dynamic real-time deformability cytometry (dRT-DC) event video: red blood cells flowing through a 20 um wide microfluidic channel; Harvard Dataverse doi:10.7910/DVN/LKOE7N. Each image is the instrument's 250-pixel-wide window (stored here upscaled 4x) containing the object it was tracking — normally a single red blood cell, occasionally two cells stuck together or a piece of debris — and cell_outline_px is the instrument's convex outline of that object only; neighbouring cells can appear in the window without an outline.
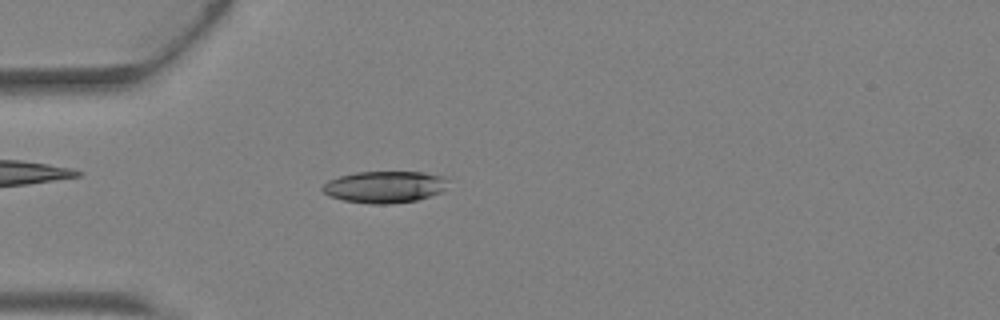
{"species": "Egyptian fruit bat (a non-hibernating species)", "species_latin": "Rousettus aegyptiacus", "temperature_condition": "warm", "stored_images_in_passage": 3, "camera_frame_rate_fps": 3000, "um_per_image_px": 0.085, "animal": {"sex": "female"}, "frame": {"image": 1, "passage_image": 3, "time_ms": 0.667, "image_size_px": [1000, 320], "cell_outline_px": [[452, 176], [444, 192], [416, 200], [388, 204], [368, 204], [344, 200], [328, 196], [320, 188], [328, 180], [340, 176], [356, 172], [424, 172]], "centroid_in_image_um": [32.78, 15.88], "position_along_channel_um": 52.2, "area_um2": 23.76}}